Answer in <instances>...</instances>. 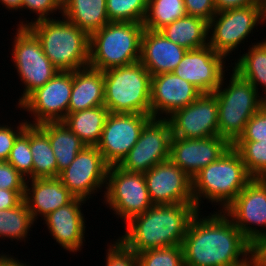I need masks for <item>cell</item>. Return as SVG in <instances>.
<instances>
[{
	"mask_svg": "<svg viewBox=\"0 0 266 266\" xmlns=\"http://www.w3.org/2000/svg\"><path fill=\"white\" fill-rule=\"evenodd\" d=\"M191 219L182 241L185 266H246L257 249L223 211Z\"/></svg>",
	"mask_w": 266,
	"mask_h": 266,
	"instance_id": "obj_1",
	"label": "cell"
},
{
	"mask_svg": "<svg viewBox=\"0 0 266 266\" xmlns=\"http://www.w3.org/2000/svg\"><path fill=\"white\" fill-rule=\"evenodd\" d=\"M197 212L194 203L152 205L124 224L126 231L118 239L136 254L182 245L189 223Z\"/></svg>",
	"mask_w": 266,
	"mask_h": 266,
	"instance_id": "obj_2",
	"label": "cell"
},
{
	"mask_svg": "<svg viewBox=\"0 0 266 266\" xmlns=\"http://www.w3.org/2000/svg\"><path fill=\"white\" fill-rule=\"evenodd\" d=\"M251 179L239 152L231 145L192 178L194 205L200 211L206 199L215 207L219 205L218 211H223Z\"/></svg>",
	"mask_w": 266,
	"mask_h": 266,
	"instance_id": "obj_3",
	"label": "cell"
},
{
	"mask_svg": "<svg viewBox=\"0 0 266 266\" xmlns=\"http://www.w3.org/2000/svg\"><path fill=\"white\" fill-rule=\"evenodd\" d=\"M26 27L37 37L44 54L59 71L89 66L90 36L63 16L37 20Z\"/></svg>",
	"mask_w": 266,
	"mask_h": 266,
	"instance_id": "obj_4",
	"label": "cell"
},
{
	"mask_svg": "<svg viewBox=\"0 0 266 266\" xmlns=\"http://www.w3.org/2000/svg\"><path fill=\"white\" fill-rule=\"evenodd\" d=\"M227 73L231 74L229 83H225V74L214 94L218 102V136L233 145L244 133L249 119L266 100L249 81L235 71Z\"/></svg>",
	"mask_w": 266,
	"mask_h": 266,
	"instance_id": "obj_5",
	"label": "cell"
},
{
	"mask_svg": "<svg viewBox=\"0 0 266 266\" xmlns=\"http://www.w3.org/2000/svg\"><path fill=\"white\" fill-rule=\"evenodd\" d=\"M143 23L109 22L90 35L89 66L106 71L140 60Z\"/></svg>",
	"mask_w": 266,
	"mask_h": 266,
	"instance_id": "obj_6",
	"label": "cell"
},
{
	"mask_svg": "<svg viewBox=\"0 0 266 266\" xmlns=\"http://www.w3.org/2000/svg\"><path fill=\"white\" fill-rule=\"evenodd\" d=\"M151 74L138 61L104 71V105L110 113L151 116Z\"/></svg>",
	"mask_w": 266,
	"mask_h": 266,
	"instance_id": "obj_7",
	"label": "cell"
},
{
	"mask_svg": "<svg viewBox=\"0 0 266 266\" xmlns=\"http://www.w3.org/2000/svg\"><path fill=\"white\" fill-rule=\"evenodd\" d=\"M266 23L265 5H253L217 12L208 23V45L229 57L239 50L258 25ZM252 32V33H251ZM248 37V38H247ZM245 39V40H244Z\"/></svg>",
	"mask_w": 266,
	"mask_h": 266,
	"instance_id": "obj_8",
	"label": "cell"
},
{
	"mask_svg": "<svg viewBox=\"0 0 266 266\" xmlns=\"http://www.w3.org/2000/svg\"><path fill=\"white\" fill-rule=\"evenodd\" d=\"M12 43L13 65L24 87L22 95L17 99V107L32 92L53 78L59 70L44 54L40 41L27 27L16 29Z\"/></svg>",
	"mask_w": 266,
	"mask_h": 266,
	"instance_id": "obj_9",
	"label": "cell"
},
{
	"mask_svg": "<svg viewBox=\"0 0 266 266\" xmlns=\"http://www.w3.org/2000/svg\"><path fill=\"white\" fill-rule=\"evenodd\" d=\"M223 212L257 251H266V182L262 178H252Z\"/></svg>",
	"mask_w": 266,
	"mask_h": 266,
	"instance_id": "obj_10",
	"label": "cell"
},
{
	"mask_svg": "<svg viewBox=\"0 0 266 266\" xmlns=\"http://www.w3.org/2000/svg\"><path fill=\"white\" fill-rule=\"evenodd\" d=\"M104 203L125 224L144 213L153 204L150 200L144 173L128 172L117 165L109 166ZM109 206V207H108Z\"/></svg>",
	"mask_w": 266,
	"mask_h": 266,
	"instance_id": "obj_11",
	"label": "cell"
},
{
	"mask_svg": "<svg viewBox=\"0 0 266 266\" xmlns=\"http://www.w3.org/2000/svg\"><path fill=\"white\" fill-rule=\"evenodd\" d=\"M72 91V71H58L42 87L32 92L19 106L31 118L29 125L63 121L68 114Z\"/></svg>",
	"mask_w": 266,
	"mask_h": 266,
	"instance_id": "obj_12",
	"label": "cell"
},
{
	"mask_svg": "<svg viewBox=\"0 0 266 266\" xmlns=\"http://www.w3.org/2000/svg\"><path fill=\"white\" fill-rule=\"evenodd\" d=\"M171 138L168 119L151 118L143 127L136 144L117 166L128 172H147L169 159Z\"/></svg>",
	"mask_w": 266,
	"mask_h": 266,
	"instance_id": "obj_13",
	"label": "cell"
},
{
	"mask_svg": "<svg viewBox=\"0 0 266 266\" xmlns=\"http://www.w3.org/2000/svg\"><path fill=\"white\" fill-rule=\"evenodd\" d=\"M108 168L96 146H85L58 178L75 197L87 201L105 191Z\"/></svg>",
	"mask_w": 266,
	"mask_h": 266,
	"instance_id": "obj_14",
	"label": "cell"
},
{
	"mask_svg": "<svg viewBox=\"0 0 266 266\" xmlns=\"http://www.w3.org/2000/svg\"><path fill=\"white\" fill-rule=\"evenodd\" d=\"M152 118L146 114L109 113L99 143L96 145L104 161L118 165L139 139L145 124Z\"/></svg>",
	"mask_w": 266,
	"mask_h": 266,
	"instance_id": "obj_15",
	"label": "cell"
},
{
	"mask_svg": "<svg viewBox=\"0 0 266 266\" xmlns=\"http://www.w3.org/2000/svg\"><path fill=\"white\" fill-rule=\"evenodd\" d=\"M172 137L203 139L218 136V102L214 93H202L193 103L168 118Z\"/></svg>",
	"mask_w": 266,
	"mask_h": 266,
	"instance_id": "obj_16",
	"label": "cell"
},
{
	"mask_svg": "<svg viewBox=\"0 0 266 266\" xmlns=\"http://www.w3.org/2000/svg\"><path fill=\"white\" fill-rule=\"evenodd\" d=\"M226 59L228 61V58L215 52L209 45L187 50L173 73L193 84L202 93H214L228 72Z\"/></svg>",
	"mask_w": 266,
	"mask_h": 266,
	"instance_id": "obj_17",
	"label": "cell"
},
{
	"mask_svg": "<svg viewBox=\"0 0 266 266\" xmlns=\"http://www.w3.org/2000/svg\"><path fill=\"white\" fill-rule=\"evenodd\" d=\"M144 177L153 205L194 203L192 178L170 159L152 167Z\"/></svg>",
	"mask_w": 266,
	"mask_h": 266,
	"instance_id": "obj_18",
	"label": "cell"
},
{
	"mask_svg": "<svg viewBox=\"0 0 266 266\" xmlns=\"http://www.w3.org/2000/svg\"><path fill=\"white\" fill-rule=\"evenodd\" d=\"M231 144L223 137L203 139L172 137L169 159L193 178L203 168L215 162Z\"/></svg>",
	"mask_w": 266,
	"mask_h": 266,
	"instance_id": "obj_19",
	"label": "cell"
},
{
	"mask_svg": "<svg viewBox=\"0 0 266 266\" xmlns=\"http://www.w3.org/2000/svg\"><path fill=\"white\" fill-rule=\"evenodd\" d=\"M201 94L197 87L173 72L151 76V116L167 119L175 111L193 103Z\"/></svg>",
	"mask_w": 266,
	"mask_h": 266,
	"instance_id": "obj_20",
	"label": "cell"
},
{
	"mask_svg": "<svg viewBox=\"0 0 266 266\" xmlns=\"http://www.w3.org/2000/svg\"><path fill=\"white\" fill-rule=\"evenodd\" d=\"M86 202L85 199L75 197L69 204L43 218L52 239L69 253L80 252L85 246L86 218L82 206Z\"/></svg>",
	"mask_w": 266,
	"mask_h": 266,
	"instance_id": "obj_21",
	"label": "cell"
},
{
	"mask_svg": "<svg viewBox=\"0 0 266 266\" xmlns=\"http://www.w3.org/2000/svg\"><path fill=\"white\" fill-rule=\"evenodd\" d=\"M30 182V184H29ZM24 202L33 221L69 204L75 196L57 178L26 179Z\"/></svg>",
	"mask_w": 266,
	"mask_h": 266,
	"instance_id": "obj_22",
	"label": "cell"
},
{
	"mask_svg": "<svg viewBox=\"0 0 266 266\" xmlns=\"http://www.w3.org/2000/svg\"><path fill=\"white\" fill-rule=\"evenodd\" d=\"M186 49L167 39L160 31L143 30L139 62L151 76L173 72Z\"/></svg>",
	"mask_w": 266,
	"mask_h": 266,
	"instance_id": "obj_23",
	"label": "cell"
},
{
	"mask_svg": "<svg viewBox=\"0 0 266 266\" xmlns=\"http://www.w3.org/2000/svg\"><path fill=\"white\" fill-rule=\"evenodd\" d=\"M104 105V71L90 66L72 71L68 114Z\"/></svg>",
	"mask_w": 266,
	"mask_h": 266,
	"instance_id": "obj_24",
	"label": "cell"
},
{
	"mask_svg": "<svg viewBox=\"0 0 266 266\" xmlns=\"http://www.w3.org/2000/svg\"><path fill=\"white\" fill-rule=\"evenodd\" d=\"M37 126L48 136L57 161L58 177L86 145L63 121L46 122Z\"/></svg>",
	"mask_w": 266,
	"mask_h": 266,
	"instance_id": "obj_25",
	"label": "cell"
},
{
	"mask_svg": "<svg viewBox=\"0 0 266 266\" xmlns=\"http://www.w3.org/2000/svg\"><path fill=\"white\" fill-rule=\"evenodd\" d=\"M61 16L89 36L110 22L106 0H68L62 7Z\"/></svg>",
	"mask_w": 266,
	"mask_h": 266,
	"instance_id": "obj_26",
	"label": "cell"
},
{
	"mask_svg": "<svg viewBox=\"0 0 266 266\" xmlns=\"http://www.w3.org/2000/svg\"><path fill=\"white\" fill-rule=\"evenodd\" d=\"M167 39L186 50L208 45V22L186 15L159 30Z\"/></svg>",
	"mask_w": 266,
	"mask_h": 266,
	"instance_id": "obj_27",
	"label": "cell"
},
{
	"mask_svg": "<svg viewBox=\"0 0 266 266\" xmlns=\"http://www.w3.org/2000/svg\"><path fill=\"white\" fill-rule=\"evenodd\" d=\"M109 113L106 106L102 105L69 113L63 122L86 146H96Z\"/></svg>",
	"mask_w": 266,
	"mask_h": 266,
	"instance_id": "obj_28",
	"label": "cell"
},
{
	"mask_svg": "<svg viewBox=\"0 0 266 266\" xmlns=\"http://www.w3.org/2000/svg\"><path fill=\"white\" fill-rule=\"evenodd\" d=\"M251 44L247 52L239 55L234 66L230 67L240 77L249 81L266 100V38ZM259 87L263 88L262 92Z\"/></svg>",
	"mask_w": 266,
	"mask_h": 266,
	"instance_id": "obj_29",
	"label": "cell"
},
{
	"mask_svg": "<svg viewBox=\"0 0 266 266\" xmlns=\"http://www.w3.org/2000/svg\"><path fill=\"white\" fill-rule=\"evenodd\" d=\"M30 151L33 160V179L57 178V161L50 141L37 125H30Z\"/></svg>",
	"mask_w": 266,
	"mask_h": 266,
	"instance_id": "obj_30",
	"label": "cell"
},
{
	"mask_svg": "<svg viewBox=\"0 0 266 266\" xmlns=\"http://www.w3.org/2000/svg\"><path fill=\"white\" fill-rule=\"evenodd\" d=\"M35 222L33 221L30 211L24 200L12 209H4L0 211V238H5L26 242L30 236ZM29 234V235H28Z\"/></svg>",
	"mask_w": 266,
	"mask_h": 266,
	"instance_id": "obj_31",
	"label": "cell"
},
{
	"mask_svg": "<svg viewBox=\"0 0 266 266\" xmlns=\"http://www.w3.org/2000/svg\"><path fill=\"white\" fill-rule=\"evenodd\" d=\"M186 15L184 0H148L143 26L151 31H159Z\"/></svg>",
	"mask_w": 266,
	"mask_h": 266,
	"instance_id": "obj_32",
	"label": "cell"
},
{
	"mask_svg": "<svg viewBox=\"0 0 266 266\" xmlns=\"http://www.w3.org/2000/svg\"><path fill=\"white\" fill-rule=\"evenodd\" d=\"M232 146L239 152L252 178L266 175V141H236Z\"/></svg>",
	"mask_w": 266,
	"mask_h": 266,
	"instance_id": "obj_33",
	"label": "cell"
},
{
	"mask_svg": "<svg viewBox=\"0 0 266 266\" xmlns=\"http://www.w3.org/2000/svg\"><path fill=\"white\" fill-rule=\"evenodd\" d=\"M148 0H106L110 22L143 23Z\"/></svg>",
	"mask_w": 266,
	"mask_h": 266,
	"instance_id": "obj_34",
	"label": "cell"
},
{
	"mask_svg": "<svg viewBox=\"0 0 266 266\" xmlns=\"http://www.w3.org/2000/svg\"><path fill=\"white\" fill-rule=\"evenodd\" d=\"M7 162L26 179H33V160L30 151V125L17 137Z\"/></svg>",
	"mask_w": 266,
	"mask_h": 266,
	"instance_id": "obj_35",
	"label": "cell"
},
{
	"mask_svg": "<svg viewBox=\"0 0 266 266\" xmlns=\"http://www.w3.org/2000/svg\"><path fill=\"white\" fill-rule=\"evenodd\" d=\"M137 260L138 266H185L181 245L142 251Z\"/></svg>",
	"mask_w": 266,
	"mask_h": 266,
	"instance_id": "obj_36",
	"label": "cell"
},
{
	"mask_svg": "<svg viewBox=\"0 0 266 266\" xmlns=\"http://www.w3.org/2000/svg\"><path fill=\"white\" fill-rule=\"evenodd\" d=\"M22 10H30V14H36V18H32L33 20L31 19L30 22L29 20L26 21L22 19L23 21L20 20L17 27H26L37 20L55 18L51 15H54L57 12L58 14H62V8L55 2V0H22Z\"/></svg>",
	"mask_w": 266,
	"mask_h": 266,
	"instance_id": "obj_37",
	"label": "cell"
},
{
	"mask_svg": "<svg viewBox=\"0 0 266 266\" xmlns=\"http://www.w3.org/2000/svg\"><path fill=\"white\" fill-rule=\"evenodd\" d=\"M107 244L105 266H138L137 254L118 238Z\"/></svg>",
	"mask_w": 266,
	"mask_h": 266,
	"instance_id": "obj_38",
	"label": "cell"
},
{
	"mask_svg": "<svg viewBox=\"0 0 266 266\" xmlns=\"http://www.w3.org/2000/svg\"><path fill=\"white\" fill-rule=\"evenodd\" d=\"M237 141H266V103L249 119Z\"/></svg>",
	"mask_w": 266,
	"mask_h": 266,
	"instance_id": "obj_39",
	"label": "cell"
},
{
	"mask_svg": "<svg viewBox=\"0 0 266 266\" xmlns=\"http://www.w3.org/2000/svg\"><path fill=\"white\" fill-rule=\"evenodd\" d=\"M18 123H19L18 126L15 128L8 123L4 125L0 123V161L8 160L15 140L25 130L26 126L28 125L26 119L25 120L21 119V122Z\"/></svg>",
	"mask_w": 266,
	"mask_h": 266,
	"instance_id": "obj_40",
	"label": "cell"
},
{
	"mask_svg": "<svg viewBox=\"0 0 266 266\" xmlns=\"http://www.w3.org/2000/svg\"><path fill=\"white\" fill-rule=\"evenodd\" d=\"M26 178L7 161H0V188L25 190Z\"/></svg>",
	"mask_w": 266,
	"mask_h": 266,
	"instance_id": "obj_41",
	"label": "cell"
},
{
	"mask_svg": "<svg viewBox=\"0 0 266 266\" xmlns=\"http://www.w3.org/2000/svg\"><path fill=\"white\" fill-rule=\"evenodd\" d=\"M186 14L210 22L217 13L214 0H184Z\"/></svg>",
	"mask_w": 266,
	"mask_h": 266,
	"instance_id": "obj_42",
	"label": "cell"
},
{
	"mask_svg": "<svg viewBox=\"0 0 266 266\" xmlns=\"http://www.w3.org/2000/svg\"><path fill=\"white\" fill-rule=\"evenodd\" d=\"M25 190H6L0 188V211L12 209L24 200Z\"/></svg>",
	"mask_w": 266,
	"mask_h": 266,
	"instance_id": "obj_43",
	"label": "cell"
},
{
	"mask_svg": "<svg viewBox=\"0 0 266 266\" xmlns=\"http://www.w3.org/2000/svg\"><path fill=\"white\" fill-rule=\"evenodd\" d=\"M214 5L217 12H222L229 9L264 5V3L260 0H214Z\"/></svg>",
	"mask_w": 266,
	"mask_h": 266,
	"instance_id": "obj_44",
	"label": "cell"
},
{
	"mask_svg": "<svg viewBox=\"0 0 266 266\" xmlns=\"http://www.w3.org/2000/svg\"><path fill=\"white\" fill-rule=\"evenodd\" d=\"M20 259L15 258V256L7 253H0V266H31L26 263H22L23 261H19Z\"/></svg>",
	"mask_w": 266,
	"mask_h": 266,
	"instance_id": "obj_45",
	"label": "cell"
},
{
	"mask_svg": "<svg viewBox=\"0 0 266 266\" xmlns=\"http://www.w3.org/2000/svg\"><path fill=\"white\" fill-rule=\"evenodd\" d=\"M0 3L2 7L4 6L8 11L11 10L10 12H16L22 9V0H0Z\"/></svg>",
	"mask_w": 266,
	"mask_h": 266,
	"instance_id": "obj_46",
	"label": "cell"
},
{
	"mask_svg": "<svg viewBox=\"0 0 266 266\" xmlns=\"http://www.w3.org/2000/svg\"><path fill=\"white\" fill-rule=\"evenodd\" d=\"M258 266H266V251H258Z\"/></svg>",
	"mask_w": 266,
	"mask_h": 266,
	"instance_id": "obj_47",
	"label": "cell"
},
{
	"mask_svg": "<svg viewBox=\"0 0 266 266\" xmlns=\"http://www.w3.org/2000/svg\"><path fill=\"white\" fill-rule=\"evenodd\" d=\"M246 266H258V251L254 254L253 259Z\"/></svg>",
	"mask_w": 266,
	"mask_h": 266,
	"instance_id": "obj_48",
	"label": "cell"
},
{
	"mask_svg": "<svg viewBox=\"0 0 266 266\" xmlns=\"http://www.w3.org/2000/svg\"><path fill=\"white\" fill-rule=\"evenodd\" d=\"M55 2L62 8L68 0H55Z\"/></svg>",
	"mask_w": 266,
	"mask_h": 266,
	"instance_id": "obj_49",
	"label": "cell"
},
{
	"mask_svg": "<svg viewBox=\"0 0 266 266\" xmlns=\"http://www.w3.org/2000/svg\"><path fill=\"white\" fill-rule=\"evenodd\" d=\"M262 179L266 182V175L262 177Z\"/></svg>",
	"mask_w": 266,
	"mask_h": 266,
	"instance_id": "obj_50",
	"label": "cell"
}]
</instances>
